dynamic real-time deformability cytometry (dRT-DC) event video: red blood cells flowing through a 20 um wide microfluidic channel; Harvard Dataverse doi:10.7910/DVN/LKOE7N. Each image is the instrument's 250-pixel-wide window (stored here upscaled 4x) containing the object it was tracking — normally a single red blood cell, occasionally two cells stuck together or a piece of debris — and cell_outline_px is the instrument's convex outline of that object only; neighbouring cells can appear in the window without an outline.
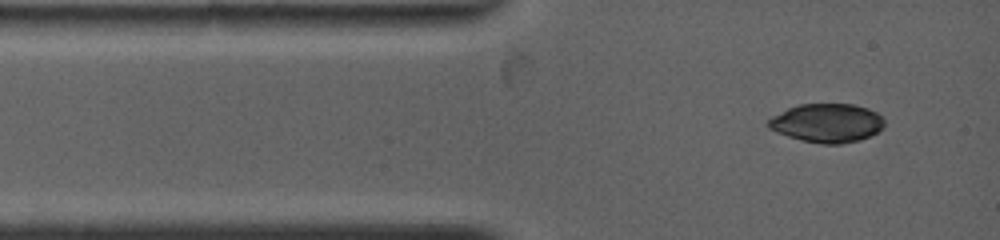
{"species": "common noctule bat (a hibernating species)", "species_latin": "Nyctalus noctula", "temperature_condition": "warm", "stored_images_in_passage": 12, "camera_frame_rate_fps": 4500, "um_per_image_px": 0.085, "animal": {"sex": "female", "body_mass_g": 19.0, "forearm_length_mm": 53.3}, "frame": {"image": 1, "passage_image": 1, "time_ms": 0.0, "image_size_px": [1000, 240], "cell_outline_px": [[884, 124], [876, 132], [860, 140], [840, 144], [820, 144], [800, 140], [776, 132], [768, 128], [764, 124], [772, 116], [788, 108], [800, 104], [852, 104], [868, 108], [876, 112], [884, 120]], "centroid_in_image_um": [70.24, 10.46], "position_along_channel_um": 14.8, "area_um2": 26.24}}
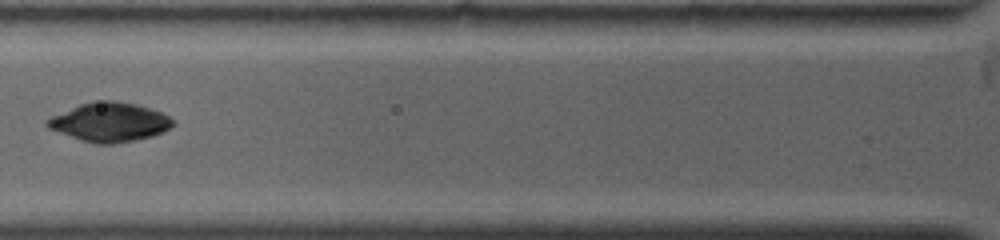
{"frame": {"image": 2, "passage_image": 6, "time_ms": 3.333, "image_size_px": [1000, 240], "cell_outline_px": [[176, 124], [164, 132], [152, 136], [136, 140], [112, 144], [96, 144], [80, 140], [48, 128], [44, 124], [44, 120], [52, 116], [80, 104], [92, 100], [116, 100], [136, 104], [160, 112], [176, 120]], "centroid_in_image_um": [9.32, 10.38], "position_along_channel_um": 116.5, "area_um2": 28.84}}
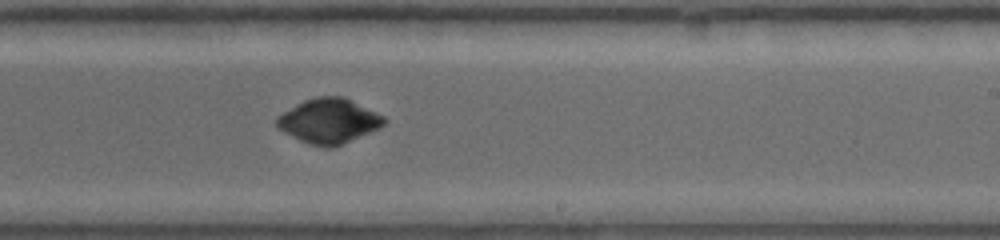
{"frame": {"image": 3, "passage_image": 12, "time_ms": 7.111, "image_size_px": [1000, 240], "cell_outline_px": [[388, 120], [380, 128], [336, 148], [324, 148], [308, 144], [284, 132], [276, 124], [276, 116], [304, 100], [316, 96], [344, 96], [384, 116]], "centroid_in_image_um": [27.98, 10.3], "position_along_channel_um": 261.0, "area_um2": 28.26}}